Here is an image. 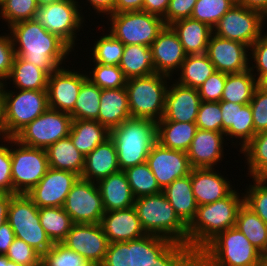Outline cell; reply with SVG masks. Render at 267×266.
<instances>
[{
  "label": "cell",
  "mask_w": 267,
  "mask_h": 266,
  "mask_svg": "<svg viewBox=\"0 0 267 266\" xmlns=\"http://www.w3.org/2000/svg\"><path fill=\"white\" fill-rule=\"evenodd\" d=\"M131 117L127 91L119 89H102L98 122L109 130L119 126Z\"/></svg>",
  "instance_id": "484cf974"
},
{
  "label": "cell",
  "mask_w": 267,
  "mask_h": 266,
  "mask_svg": "<svg viewBox=\"0 0 267 266\" xmlns=\"http://www.w3.org/2000/svg\"><path fill=\"white\" fill-rule=\"evenodd\" d=\"M263 254L236 227L219 233L198 254V266H262Z\"/></svg>",
  "instance_id": "277c9868"
},
{
  "label": "cell",
  "mask_w": 267,
  "mask_h": 266,
  "mask_svg": "<svg viewBox=\"0 0 267 266\" xmlns=\"http://www.w3.org/2000/svg\"><path fill=\"white\" fill-rule=\"evenodd\" d=\"M251 179V183L242 188L244 204L267 224V178Z\"/></svg>",
  "instance_id": "7dc6e473"
},
{
  "label": "cell",
  "mask_w": 267,
  "mask_h": 266,
  "mask_svg": "<svg viewBox=\"0 0 267 266\" xmlns=\"http://www.w3.org/2000/svg\"><path fill=\"white\" fill-rule=\"evenodd\" d=\"M198 89L170 80L160 121L195 122L201 104Z\"/></svg>",
  "instance_id": "7402d4cb"
},
{
  "label": "cell",
  "mask_w": 267,
  "mask_h": 266,
  "mask_svg": "<svg viewBox=\"0 0 267 266\" xmlns=\"http://www.w3.org/2000/svg\"><path fill=\"white\" fill-rule=\"evenodd\" d=\"M47 82L48 75L42 69L23 60L21 57L15 56L10 74L8 78L0 84V88L47 90Z\"/></svg>",
  "instance_id": "f1b7e54d"
},
{
  "label": "cell",
  "mask_w": 267,
  "mask_h": 266,
  "mask_svg": "<svg viewBox=\"0 0 267 266\" xmlns=\"http://www.w3.org/2000/svg\"><path fill=\"white\" fill-rule=\"evenodd\" d=\"M206 55L216 71L227 74L241 73L249 69L250 48L238 41L211 35Z\"/></svg>",
  "instance_id": "ac0fdd59"
},
{
  "label": "cell",
  "mask_w": 267,
  "mask_h": 266,
  "mask_svg": "<svg viewBox=\"0 0 267 266\" xmlns=\"http://www.w3.org/2000/svg\"><path fill=\"white\" fill-rule=\"evenodd\" d=\"M146 163L163 190L174 180L188 176L192 167L186 152L165 148L156 142Z\"/></svg>",
  "instance_id": "2e32d148"
},
{
  "label": "cell",
  "mask_w": 267,
  "mask_h": 266,
  "mask_svg": "<svg viewBox=\"0 0 267 266\" xmlns=\"http://www.w3.org/2000/svg\"><path fill=\"white\" fill-rule=\"evenodd\" d=\"M249 69L258 81L267 73V32L250 46Z\"/></svg>",
  "instance_id": "db71d44e"
},
{
  "label": "cell",
  "mask_w": 267,
  "mask_h": 266,
  "mask_svg": "<svg viewBox=\"0 0 267 266\" xmlns=\"http://www.w3.org/2000/svg\"><path fill=\"white\" fill-rule=\"evenodd\" d=\"M104 21L103 27L124 45L150 47L166 26L163 18L144 11L111 14L105 21L109 27H105Z\"/></svg>",
  "instance_id": "ba28073f"
},
{
  "label": "cell",
  "mask_w": 267,
  "mask_h": 266,
  "mask_svg": "<svg viewBox=\"0 0 267 266\" xmlns=\"http://www.w3.org/2000/svg\"><path fill=\"white\" fill-rule=\"evenodd\" d=\"M195 123L198 129L222 132L220 102L202 101Z\"/></svg>",
  "instance_id": "816d5d0a"
},
{
  "label": "cell",
  "mask_w": 267,
  "mask_h": 266,
  "mask_svg": "<svg viewBox=\"0 0 267 266\" xmlns=\"http://www.w3.org/2000/svg\"><path fill=\"white\" fill-rule=\"evenodd\" d=\"M216 71L206 53L187 55L173 80L180 85L198 89Z\"/></svg>",
  "instance_id": "836d02e7"
},
{
  "label": "cell",
  "mask_w": 267,
  "mask_h": 266,
  "mask_svg": "<svg viewBox=\"0 0 267 266\" xmlns=\"http://www.w3.org/2000/svg\"><path fill=\"white\" fill-rule=\"evenodd\" d=\"M36 0H1V23L8 28L16 23L32 20L38 11ZM3 21V22H2Z\"/></svg>",
  "instance_id": "f6af8a7d"
},
{
  "label": "cell",
  "mask_w": 267,
  "mask_h": 266,
  "mask_svg": "<svg viewBox=\"0 0 267 266\" xmlns=\"http://www.w3.org/2000/svg\"><path fill=\"white\" fill-rule=\"evenodd\" d=\"M100 266H130V241L109 243Z\"/></svg>",
  "instance_id": "94428289"
},
{
  "label": "cell",
  "mask_w": 267,
  "mask_h": 266,
  "mask_svg": "<svg viewBox=\"0 0 267 266\" xmlns=\"http://www.w3.org/2000/svg\"><path fill=\"white\" fill-rule=\"evenodd\" d=\"M149 266H198L197 254L188 245L173 242Z\"/></svg>",
  "instance_id": "c3c4849f"
},
{
  "label": "cell",
  "mask_w": 267,
  "mask_h": 266,
  "mask_svg": "<svg viewBox=\"0 0 267 266\" xmlns=\"http://www.w3.org/2000/svg\"><path fill=\"white\" fill-rule=\"evenodd\" d=\"M76 2L78 3L81 13L84 16V14H86L89 10L90 12L92 11V9L94 11H92L91 13H95L97 15V17L101 16V19H105L107 18L109 15L114 14V6H115V0H76ZM85 2V3H84ZM84 4V5H82ZM86 5V6H85ZM84 6V8H83ZM92 8H91V7ZM85 7H88L85 10ZM84 9V12H83ZM86 11V12H85ZM105 17V18H103Z\"/></svg>",
  "instance_id": "e7e4bbea"
},
{
  "label": "cell",
  "mask_w": 267,
  "mask_h": 266,
  "mask_svg": "<svg viewBox=\"0 0 267 266\" xmlns=\"http://www.w3.org/2000/svg\"><path fill=\"white\" fill-rule=\"evenodd\" d=\"M10 259L6 255L0 254V266H7Z\"/></svg>",
  "instance_id": "11e5206c"
},
{
  "label": "cell",
  "mask_w": 267,
  "mask_h": 266,
  "mask_svg": "<svg viewBox=\"0 0 267 266\" xmlns=\"http://www.w3.org/2000/svg\"><path fill=\"white\" fill-rule=\"evenodd\" d=\"M255 133L267 130V89L258 86L250 101Z\"/></svg>",
  "instance_id": "9f6ffc18"
},
{
  "label": "cell",
  "mask_w": 267,
  "mask_h": 266,
  "mask_svg": "<svg viewBox=\"0 0 267 266\" xmlns=\"http://www.w3.org/2000/svg\"><path fill=\"white\" fill-rule=\"evenodd\" d=\"M10 226L41 225L39 208L27 194H14L8 208Z\"/></svg>",
  "instance_id": "b9f144b4"
},
{
  "label": "cell",
  "mask_w": 267,
  "mask_h": 266,
  "mask_svg": "<svg viewBox=\"0 0 267 266\" xmlns=\"http://www.w3.org/2000/svg\"><path fill=\"white\" fill-rule=\"evenodd\" d=\"M162 192L178 217L188 226L198 208L192 190L191 172L188 176L174 180Z\"/></svg>",
  "instance_id": "83f0119b"
},
{
  "label": "cell",
  "mask_w": 267,
  "mask_h": 266,
  "mask_svg": "<svg viewBox=\"0 0 267 266\" xmlns=\"http://www.w3.org/2000/svg\"><path fill=\"white\" fill-rule=\"evenodd\" d=\"M11 135L7 130L5 123L4 103L0 96V144H3L11 139Z\"/></svg>",
  "instance_id": "2644e50d"
},
{
  "label": "cell",
  "mask_w": 267,
  "mask_h": 266,
  "mask_svg": "<svg viewBox=\"0 0 267 266\" xmlns=\"http://www.w3.org/2000/svg\"><path fill=\"white\" fill-rule=\"evenodd\" d=\"M170 0H144L142 11L163 18L168 9Z\"/></svg>",
  "instance_id": "03108f58"
},
{
  "label": "cell",
  "mask_w": 267,
  "mask_h": 266,
  "mask_svg": "<svg viewBox=\"0 0 267 266\" xmlns=\"http://www.w3.org/2000/svg\"><path fill=\"white\" fill-rule=\"evenodd\" d=\"M124 172L135 199L162 192L147 163L130 167Z\"/></svg>",
  "instance_id": "7bdbcfd3"
},
{
  "label": "cell",
  "mask_w": 267,
  "mask_h": 266,
  "mask_svg": "<svg viewBox=\"0 0 267 266\" xmlns=\"http://www.w3.org/2000/svg\"><path fill=\"white\" fill-rule=\"evenodd\" d=\"M156 134V121L134 117L110 130L121 171L146 163L149 152L157 142Z\"/></svg>",
  "instance_id": "3957f363"
},
{
  "label": "cell",
  "mask_w": 267,
  "mask_h": 266,
  "mask_svg": "<svg viewBox=\"0 0 267 266\" xmlns=\"http://www.w3.org/2000/svg\"><path fill=\"white\" fill-rule=\"evenodd\" d=\"M13 195L12 193H0V227L7 222L8 208Z\"/></svg>",
  "instance_id": "89a4df30"
},
{
  "label": "cell",
  "mask_w": 267,
  "mask_h": 266,
  "mask_svg": "<svg viewBox=\"0 0 267 266\" xmlns=\"http://www.w3.org/2000/svg\"><path fill=\"white\" fill-rule=\"evenodd\" d=\"M171 79L159 73L127 79L125 89L131 117L160 121Z\"/></svg>",
  "instance_id": "8992f818"
},
{
  "label": "cell",
  "mask_w": 267,
  "mask_h": 266,
  "mask_svg": "<svg viewBox=\"0 0 267 266\" xmlns=\"http://www.w3.org/2000/svg\"><path fill=\"white\" fill-rule=\"evenodd\" d=\"M6 29L10 33L15 56L36 65L48 76L71 62L85 64L82 60L71 61V56H76L78 53L76 54L59 36L48 32L35 19L16 23Z\"/></svg>",
  "instance_id": "6da1fadb"
},
{
  "label": "cell",
  "mask_w": 267,
  "mask_h": 266,
  "mask_svg": "<svg viewBox=\"0 0 267 266\" xmlns=\"http://www.w3.org/2000/svg\"><path fill=\"white\" fill-rule=\"evenodd\" d=\"M71 123L70 114L48 107L14 138L26 146L47 149L58 140L69 136Z\"/></svg>",
  "instance_id": "8fae6325"
},
{
  "label": "cell",
  "mask_w": 267,
  "mask_h": 266,
  "mask_svg": "<svg viewBox=\"0 0 267 266\" xmlns=\"http://www.w3.org/2000/svg\"><path fill=\"white\" fill-rule=\"evenodd\" d=\"M227 73L215 71L209 76L204 83L198 88L201 101L220 102Z\"/></svg>",
  "instance_id": "6f0895ef"
},
{
  "label": "cell",
  "mask_w": 267,
  "mask_h": 266,
  "mask_svg": "<svg viewBox=\"0 0 267 266\" xmlns=\"http://www.w3.org/2000/svg\"><path fill=\"white\" fill-rule=\"evenodd\" d=\"M264 33L262 14L239 3L213 27V34L250 46Z\"/></svg>",
  "instance_id": "7c38bea8"
},
{
  "label": "cell",
  "mask_w": 267,
  "mask_h": 266,
  "mask_svg": "<svg viewBox=\"0 0 267 266\" xmlns=\"http://www.w3.org/2000/svg\"><path fill=\"white\" fill-rule=\"evenodd\" d=\"M86 67L84 70L87 78L101 89H119L126 86L127 78L118 65L86 63ZM88 69L89 71H86Z\"/></svg>",
  "instance_id": "ee69618b"
},
{
  "label": "cell",
  "mask_w": 267,
  "mask_h": 266,
  "mask_svg": "<svg viewBox=\"0 0 267 266\" xmlns=\"http://www.w3.org/2000/svg\"><path fill=\"white\" fill-rule=\"evenodd\" d=\"M5 31L0 34V84L8 78L15 57L10 33Z\"/></svg>",
  "instance_id": "91938a15"
},
{
  "label": "cell",
  "mask_w": 267,
  "mask_h": 266,
  "mask_svg": "<svg viewBox=\"0 0 267 266\" xmlns=\"http://www.w3.org/2000/svg\"><path fill=\"white\" fill-rule=\"evenodd\" d=\"M259 82L250 69L241 73L227 74L221 101L249 104Z\"/></svg>",
  "instance_id": "8d00e7d4"
},
{
  "label": "cell",
  "mask_w": 267,
  "mask_h": 266,
  "mask_svg": "<svg viewBox=\"0 0 267 266\" xmlns=\"http://www.w3.org/2000/svg\"><path fill=\"white\" fill-rule=\"evenodd\" d=\"M177 34L187 55L206 53L213 29L193 18L180 19L169 25Z\"/></svg>",
  "instance_id": "4316f807"
},
{
  "label": "cell",
  "mask_w": 267,
  "mask_h": 266,
  "mask_svg": "<svg viewBox=\"0 0 267 266\" xmlns=\"http://www.w3.org/2000/svg\"><path fill=\"white\" fill-rule=\"evenodd\" d=\"M236 3L235 0H197L191 18L203 22L213 29L223 15Z\"/></svg>",
  "instance_id": "bcb514c9"
},
{
  "label": "cell",
  "mask_w": 267,
  "mask_h": 266,
  "mask_svg": "<svg viewBox=\"0 0 267 266\" xmlns=\"http://www.w3.org/2000/svg\"><path fill=\"white\" fill-rule=\"evenodd\" d=\"M40 224L52 243H61L74 224L63 207L39 208Z\"/></svg>",
  "instance_id": "ab89813d"
},
{
  "label": "cell",
  "mask_w": 267,
  "mask_h": 266,
  "mask_svg": "<svg viewBox=\"0 0 267 266\" xmlns=\"http://www.w3.org/2000/svg\"><path fill=\"white\" fill-rule=\"evenodd\" d=\"M134 208L147 235L187 245V225L178 217L163 192L136 198Z\"/></svg>",
  "instance_id": "5b68a950"
},
{
  "label": "cell",
  "mask_w": 267,
  "mask_h": 266,
  "mask_svg": "<svg viewBox=\"0 0 267 266\" xmlns=\"http://www.w3.org/2000/svg\"><path fill=\"white\" fill-rule=\"evenodd\" d=\"M41 261L45 266H92L86 258L62 243H53L43 255Z\"/></svg>",
  "instance_id": "681fc988"
},
{
  "label": "cell",
  "mask_w": 267,
  "mask_h": 266,
  "mask_svg": "<svg viewBox=\"0 0 267 266\" xmlns=\"http://www.w3.org/2000/svg\"><path fill=\"white\" fill-rule=\"evenodd\" d=\"M15 237L25 241L41 255L46 253L53 245L41 225L11 226Z\"/></svg>",
  "instance_id": "f907efd6"
},
{
  "label": "cell",
  "mask_w": 267,
  "mask_h": 266,
  "mask_svg": "<svg viewBox=\"0 0 267 266\" xmlns=\"http://www.w3.org/2000/svg\"><path fill=\"white\" fill-rule=\"evenodd\" d=\"M7 266H22V265L17 264L16 262L9 260L7 263Z\"/></svg>",
  "instance_id": "09005b40"
},
{
  "label": "cell",
  "mask_w": 267,
  "mask_h": 266,
  "mask_svg": "<svg viewBox=\"0 0 267 266\" xmlns=\"http://www.w3.org/2000/svg\"><path fill=\"white\" fill-rule=\"evenodd\" d=\"M262 22H263V28L265 30V28L267 27V9L263 12L262 14ZM265 32H267V29L265 30Z\"/></svg>",
  "instance_id": "2a66077c"
},
{
  "label": "cell",
  "mask_w": 267,
  "mask_h": 266,
  "mask_svg": "<svg viewBox=\"0 0 267 266\" xmlns=\"http://www.w3.org/2000/svg\"><path fill=\"white\" fill-rule=\"evenodd\" d=\"M100 225L109 243L137 240L147 235L134 206L105 212Z\"/></svg>",
  "instance_id": "603a6c76"
},
{
  "label": "cell",
  "mask_w": 267,
  "mask_h": 266,
  "mask_svg": "<svg viewBox=\"0 0 267 266\" xmlns=\"http://www.w3.org/2000/svg\"><path fill=\"white\" fill-rule=\"evenodd\" d=\"M99 25L101 24H98L97 27L99 30L97 31L102 30V33H100L101 36L99 37L96 36V38L94 39L95 41H93L95 43H93L94 45L92 47L90 43L87 44V46L88 45L90 46L88 47L90 49H88L87 47L83 48L84 50L82 52L85 53L89 51L85 53V55L86 54L87 55L85 56L84 59L87 60V62L89 61L90 63H100L103 65L119 66L125 45L120 40L116 39L108 30L105 31L103 25L102 26ZM87 56H89L88 57L89 60L86 59Z\"/></svg>",
  "instance_id": "d6a6232c"
},
{
  "label": "cell",
  "mask_w": 267,
  "mask_h": 266,
  "mask_svg": "<svg viewBox=\"0 0 267 266\" xmlns=\"http://www.w3.org/2000/svg\"><path fill=\"white\" fill-rule=\"evenodd\" d=\"M11 169L12 163L9 140L0 144V193H12Z\"/></svg>",
  "instance_id": "6125c7cd"
},
{
  "label": "cell",
  "mask_w": 267,
  "mask_h": 266,
  "mask_svg": "<svg viewBox=\"0 0 267 266\" xmlns=\"http://www.w3.org/2000/svg\"><path fill=\"white\" fill-rule=\"evenodd\" d=\"M155 73L171 78L180 70L187 54L170 26H165L150 45Z\"/></svg>",
  "instance_id": "ffe728a7"
},
{
  "label": "cell",
  "mask_w": 267,
  "mask_h": 266,
  "mask_svg": "<svg viewBox=\"0 0 267 266\" xmlns=\"http://www.w3.org/2000/svg\"><path fill=\"white\" fill-rule=\"evenodd\" d=\"M243 203V191L235 188L223 199L199 205L194 219L187 226V245L198 254L219 233L235 227Z\"/></svg>",
  "instance_id": "7a4b0ae2"
},
{
  "label": "cell",
  "mask_w": 267,
  "mask_h": 266,
  "mask_svg": "<svg viewBox=\"0 0 267 266\" xmlns=\"http://www.w3.org/2000/svg\"><path fill=\"white\" fill-rule=\"evenodd\" d=\"M46 152L50 168L71 171L81 177L85 156L76 149L69 136L50 145Z\"/></svg>",
  "instance_id": "1f68e13d"
},
{
  "label": "cell",
  "mask_w": 267,
  "mask_h": 266,
  "mask_svg": "<svg viewBox=\"0 0 267 266\" xmlns=\"http://www.w3.org/2000/svg\"><path fill=\"white\" fill-rule=\"evenodd\" d=\"M0 21H1V0H0Z\"/></svg>",
  "instance_id": "deb4b68c"
},
{
  "label": "cell",
  "mask_w": 267,
  "mask_h": 266,
  "mask_svg": "<svg viewBox=\"0 0 267 266\" xmlns=\"http://www.w3.org/2000/svg\"><path fill=\"white\" fill-rule=\"evenodd\" d=\"M235 227L262 254L267 250V224L244 203L239 208Z\"/></svg>",
  "instance_id": "f35d334b"
},
{
  "label": "cell",
  "mask_w": 267,
  "mask_h": 266,
  "mask_svg": "<svg viewBox=\"0 0 267 266\" xmlns=\"http://www.w3.org/2000/svg\"><path fill=\"white\" fill-rule=\"evenodd\" d=\"M196 2L197 0H170L163 17L166 26L180 19L190 18Z\"/></svg>",
  "instance_id": "be15d7a7"
},
{
  "label": "cell",
  "mask_w": 267,
  "mask_h": 266,
  "mask_svg": "<svg viewBox=\"0 0 267 266\" xmlns=\"http://www.w3.org/2000/svg\"><path fill=\"white\" fill-rule=\"evenodd\" d=\"M255 134L250 104L237 108L235 149L238 147L240 152Z\"/></svg>",
  "instance_id": "f5cc1de1"
},
{
  "label": "cell",
  "mask_w": 267,
  "mask_h": 266,
  "mask_svg": "<svg viewBox=\"0 0 267 266\" xmlns=\"http://www.w3.org/2000/svg\"><path fill=\"white\" fill-rule=\"evenodd\" d=\"M63 208L73 223L98 224L105 213L97 184L82 178L73 185Z\"/></svg>",
  "instance_id": "5bb4252c"
},
{
  "label": "cell",
  "mask_w": 267,
  "mask_h": 266,
  "mask_svg": "<svg viewBox=\"0 0 267 266\" xmlns=\"http://www.w3.org/2000/svg\"><path fill=\"white\" fill-rule=\"evenodd\" d=\"M173 242L170 239L146 235L130 241V266H149Z\"/></svg>",
  "instance_id": "74e56055"
},
{
  "label": "cell",
  "mask_w": 267,
  "mask_h": 266,
  "mask_svg": "<svg viewBox=\"0 0 267 266\" xmlns=\"http://www.w3.org/2000/svg\"><path fill=\"white\" fill-rule=\"evenodd\" d=\"M96 184L102 197L105 212L134 206L135 198L124 171L110 174Z\"/></svg>",
  "instance_id": "d4e9b609"
},
{
  "label": "cell",
  "mask_w": 267,
  "mask_h": 266,
  "mask_svg": "<svg viewBox=\"0 0 267 266\" xmlns=\"http://www.w3.org/2000/svg\"><path fill=\"white\" fill-rule=\"evenodd\" d=\"M101 90L87 78L80 87L75 107L70 113L72 119L98 121Z\"/></svg>",
  "instance_id": "60d3db41"
},
{
  "label": "cell",
  "mask_w": 267,
  "mask_h": 266,
  "mask_svg": "<svg viewBox=\"0 0 267 266\" xmlns=\"http://www.w3.org/2000/svg\"><path fill=\"white\" fill-rule=\"evenodd\" d=\"M238 154L237 156H244L241 160L244 161L248 172V176H244L250 179L267 178V130L255 134Z\"/></svg>",
  "instance_id": "e575fe53"
},
{
  "label": "cell",
  "mask_w": 267,
  "mask_h": 266,
  "mask_svg": "<svg viewBox=\"0 0 267 266\" xmlns=\"http://www.w3.org/2000/svg\"><path fill=\"white\" fill-rule=\"evenodd\" d=\"M5 255L22 266H34L41 261V254L18 238L14 239Z\"/></svg>",
  "instance_id": "11a10c76"
},
{
  "label": "cell",
  "mask_w": 267,
  "mask_h": 266,
  "mask_svg": "<svg viewBox=\"0 0 267 266\" xmlns=\"http://www.w3.org/2000/svg\"><path fill=\"white\" fill-rule=\"evenodd\" d=\"M258 82L260 87L267 89V73Z\"/></svg>",
  "instance_id": "34e18365"
},
{
  "label": "cell",
  "mask_w": 267,
  "mask_h": 266,
  "mask_svg": "<svg viewBox=\"0 0 267 266\" xmlns=\"http://www.w3.org/2000/svg\"><path fill=\"white\" fill-rule=\"evenodd\" d=\"M34 266H45V265H44V263L42 261H40L38 264H36Z\"/></svg>",
  "instance_id": "979ff035"
},
{
  "label": "cell",
  "mask_w": 267,
  "mask_h": 266,
  "mask_svg": "<svg viewBox=\"0 0 267 266\" xmlns=\"http://www.w3.org/2000/svg\"><path fill=\"white\" fill-rule=\"evenodd\" d=\"M119 67L127 79L155 73L151 49L144 45H125Z\"/></svg>",
  "instance_id": "d590c367"
},
{
  "label": "cell",
  "mask_w": 267,
  "mask_h": 266,
  "mask_svg": "<svg viewBox=\"0 0 267 266\" xmlns=\"http://www.w3.org/2000/svg\"><path fill=\"white\" fill-rule=\"evenodd\" d=\"M223 132L197 129L187 150L192 168H217L226 158L224 147H230ZM225 149V150H224ZM224 158V159H223Z\"/></svg>",
  "instance_id": "d6986e66"
},
{
  "label": "cell",
  "mask_w": 267,
  "mask_h": 266,
  "mask_svg": "<svg viewBox=\"0 0 267 266\" xmlns=\"http://www.w3.org/2000/svg\"><path fill=\"white\" fill-rule=\"evenodd\" d=\"M144 0H115L114 13L142 11Z\"/></svg>",
  "instance_id": "a7ac6f4b"
},
{
  "label": "cell",
  "mask_w": 267,
  "mask_h": 266,
  "mask_svg": "<svg viewBox=\"0 0 267 266\" xmlns=\"http://www.w3.org/2000/svg\"><path fill=\"white\" fill-rule=\"evenodd\" d=\"M15 233L8 222L0 227V254L5 255L15 239Z\"/></svg>",
  "instance_id": "003e7915"
},
{
  "label": "cell",
  "mask_w": 267,
  "mask_h": 266,
  "mask_svg": "<svg viewBox=\"0 0 267 266\" xmlns=\"http://www.w3.org/2000/svg\"><path fill=\"white\" fill-rule=\"evenodd\" d=\"M90 15L91 13L86 14V17L82 15L76 0H62L40 6L34 19L48 32L64 40L75 52H79L77 49L82 51L83 47L79 44H82L83 40H80L77 35L79 36L80 31H85L83 27L89 28L85 24V22L88 23L85 19L90 18Z\"/></svg>",
  "instance_id": "52a82bcc"
},
{
  "label": "cell",
  "mask_w": 267,
  "mask_h": 266,
  "mask_svg": "<svg viewBox=\"0 0 267 266\" xmlns=\"http://www.w3.org/2000/svg\"><path fill=\"white\" fill-rule=\"evenodd\" d=\"M242 106L243 104H236L229 101H220L222 114V132L225 134L226 139L230 142V146H232V148H235L236 146L237 108H241Z\"/></svg>",
  "instance_id": "680465c9"
},
{
  "label": "cell",
  "mask_w": 267,
  "mask_h": 266,
  "mask_svg": "<svg viewBox=\"0 0 267 266\" xmlns=\"http://www.w3.org/2000/svg\"><path fill=\"white\" fill-rule=\"evenodd\" d=\"M69 137L76 149L86 157L110 138V130L96 120L72 119Z\"/></svg>",
  "instance_id": "f546056e"
},
{
  "label": "cell",
  "mask_w": 267,
  "mask_h": 266,
  "mask_svg": "<svg viewBox=\"0 0 267 266\" xmlns=\"http://www.w3.org/2000/svg\"><path fill=\"white\" fill-rule=\"evenodd\" d=\"M119 171L121 170L116 148L112 139L108 138L85 157V165L80 178L97 183Z\"/></svg>",
  "instance_id": "cb8c5ba5"
},
{
  "label": "cell",
  "mask_w": 267,
  "mask_h": 266,
  "mask_svg": "<svg viewBox=\"0 0 267 266\" xmlns=\"http://www.w3.org/2000/svg\"><path fill=\"white\" fill-rule=\"evenodd\" d=\"M12 194H28L44 177L49 164L46 149L10 139Z\"/></svg>",
  "instance_id": "9c48e42d"
},
{
  "label": "cell",
  "mask_w": 267,
  "mask_h": 266,
  "mask_svg": "<svg viewBox=\"0 0 267 266\" xmlns=\"http://www.w3.org/2000/svg\"><path fill=\"white\" fill-rule=\"evenodd\" d=\"M216 168H192V190L197 205L213 203L227 197L234 189L235 183ZM220 170V171H219Z\"/></svg>",
  "instance_id": "44dd1931"
},
{
  "label": "cell",
  "mask_w": 267,
  "mask_h": 266,
  "mask_svg": "<svg viewBox=\"0 0 267 266\" xmlns=\"http://www.w3.org/2000/svg\"><path fill=\"white\" fill-rule=\"evenodd\" d=\"M79 178L74 172L49 167L44 177L27 195L38 208L63 207L68 193Z\"/></svg>",
  "instance_id": "e0dca14e"
},
{
  "label": "cell",
  "mask_w": 267,
  "mask_h": 266,
  "mask_svg": "<svg viewBox=\"0 0 267 266\" xmlns=\"http://www.w3.org/2000/svg\"><path fill=\"white\" fill-rule=\"evenodd\" d=\"M237 3L261 14L267 9V0H239Z\"/></svg>",
  "instance_id": "8c879c8a"
},
{
  "label": "cell",
  "mask_w": 267,
  "mask_h": 266,
  "mask_svg": "<svg viewBox=\"0 0 267 266\" xmlns=\"http://www.w3.org/2000/svg\"><path fill=\"white\" fill-rule=\"evenodd\" d=\"M69 65L62 66L52 72L48 76L47 82L49 108L68 114L73 111L80 87L87 79L86 72L83 70L84 66H81L84 64L80 63L79 67L81 68L73 67L74 64L72 63Z\"/></svg>",
  "instance_id": "4fadbf2b"
},
{
  "label": "cell",
  "mask_w": 267,
  "mask_h": 266,
  "mask_svg": "<svg viewBox=\"0 0 267 266\" xmlns=\"http://www.w3.org/2000/svg\"><path fill=\"white\" fill-rule=\"evenodd\" d=\"M0 96L6 127L12 138L49 107L47 90L0 88Z\"/></svg>",
  "instance_id": "30bf717a"
},
{
  "label": "cell",
  "mask_w": 267,
  "mask_h": 266,
  "mask_svg": "<svg viewBox=\"0 0 267 266\" xmlns=\"http://www.w3.org/2000/svg\"><path fill=\"white\" fill-rule=\"evenodd\" d=\"M195 122H157V142L165 148L187 152L197 131Z\"/></svg>",
  "instance_id": "4dcf8cb0"
},
{
  "label": "cell",
  "mask_w": 267,
  "mask_h": 266,
  "mask_svg": "<svg viewBox=\"0 0 267 266\" xmlns=\"http://www.w3.org/2000/svg\"><path fill=\"white\" fill-rule=\"evenodd\" d=\"M59 1H62V0H36V3L40 7V6H44V5L51 4L54 2H59Z\"/></svg>",
  "instance_id": "753ad0ef"
},
{
  "label": "cell",
  "mask_w": 267,
  "mask_h": 266,
  "mask_svg": "<svg viewBox=\"0 0 267 266\" xmlns=\"http://www.w3.org/2000/svg\"><path fill=\"white\" fill-rule=\"evenodd\" d=\"M61 243L97 266L103 263L109 245L100 223H74Z\"/></svg>",
  "instance_id": "9a60e30c"
},
{
  "label": "cell",
  "mask_w": 267,
  "mask_h": 266,
  "mask_svg": "<svg viewBox=\"0 0 267 266\" xmlns=\"http://www.w3.org/2000/svg\"><path fill=\"white\" fill-rule=\"evenodd\" d=\"M262 266H267V253L263 254Z\"/></svg>",
  "instance_id": "b9fcfbb0"
}]
</instances>
